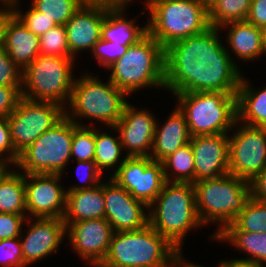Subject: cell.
Segmentation results:
<instances>
[{
  "mask_svg": "<svg viewBox=\"0 0 266 267\" xmlns=\"http://www.w3.org/2000/svg\"><path fill=\"white\" fill-rule=\"evenodd\" d=\"M220 30L205 32L172 43L164 49V91L237 93L243 76L225 48ZM221 39V40H220Z\"/></svg>",
  "mask_w": 266,
  "mask_h": 267,
  "instance_id": "1",
  "label": "cell"
},
{
  "mask_svg": "<svg viewBox=\"0 0 266 267\" xmlns=\"http://www.w3.org/2000/svg\"><path fill=\"white\" fill-rule=\"evenodd\" d=\"M81 74L75 77L69 103L64 108L65 116L78 126L92 127L98 123L100 127L115 126L122 117L129 96L109 79L103 82L99 75ZM82 119L91 122L88 120L86 124Z\"/></svg>",
  "mask_w": 266,
  "mask_h": 267,
  "instance_id": "2",
  "label": "cell"
},
{
  "mask_svg": "<svg viewBox=\"0 0 266 267\" xmlns=\"http://www.w3.org/2000/svg\"><path fill=\"white\" fill-rule=\"evenodd\" d=\"M148 224L183 253L186 235L203 228L196 210L193 183L166 181L148 206Z\"/></svg>",
  "mask_w": 266,
  "mask_h": 267,
  "instance_id": "3",
  "label": "cell"
},
{
  "mask_svg": "<svg viewBox=\"0 0 266 267\" xmlns=\"http://www.w3.org/2000/svg\"><path fill=\"white\" fill-rule=\"evenodd\" d=\"M182 252L149 224L126 232H113L98 267H178Z\"/></svg>",
  "mask_w": 266,
  "mask_h": 267,
  "instance_id": "4",
  "label": "cell"
},
{
  "mask_svg": "<svg viewBox=\"0 0 266 267\" xmlns=\"http://www.w3.org/2000/svg\"><path fill=\"white\" fill-rule=\"evenodd\" d=\"M144 6L147 33L164 49L210 28L208 7L200 0H145Z\"/></svg>",
  "mask_w": 266,
  "mask_h": 267,
  "instance_id": "5",
  "label": "cell"
},
{
  "mask_svg": "<svg viewBox=\"0 0 266 267\" xmlns=\"http://www.w3.org/2000/svg\"><path fill=\"white\" fill-rule=\"evenodd\" d=\"M196 210L203 226L212 224L216 230L210 239L220 234L242 212L251 197L247 180L230 173L193 183ZM218 225V226H217Z\"/></svg>",
  "mask_w": 266,
  "mask_h": 267,
  "instance_id": "6",
  "label": "cell"
},
{
  "mask_svg": "<svg viewBox=\"0 0 266 267\" xmlns=\"http://www.w3.org/2000/svg\"><path fill=\"white\" fill-rule=\"evenodd\" d=\"M106 70L111 72L107 78L128 96L144 88L164 90V48L147 33Z\"/></svg>",
  "mask_w": 266,
  "mask_h": 267,
  "instance_id": "7",
  "label": "cell"
},
{
  "mask_svg": "<svg viewBox=\"0 0 266 267\" xmlns=\"http://www.w3.org/2000/svg\"><path fill=\"white\" fill-rule=\"evenodd\" d=\"M237 93L172 94L184 114L191 136L228 134L237 121Z\"/></svg>",
  "mask_w": 266,
  "mask_h": 267,
  "instance_id": "8",
  "label": "cell"
},
{
  "mask_svg": "<svg viewBox=\"0 0 266 267\" xmlns=\"http://www.w3.org/2000/svg\"><path fill=\"white\" fill-rule=\"evenodd\" d=\"M76 63L73 58L39 55L22 70L21 96L58 103L65 108L76 77Z\"/></svg>",
  "mask_w": 266,
  "mask_h": 267,
  "instance_id": "9",
  "label": "cell"
},
{
  "mask_svg": "<svg viewBox=\"0 0 266 267\" xmlns=\"http://www.w3.org/2000/svg\"><path fill=\"white\" fill-rule=\"evenodd\" d=\"M73 121L64 116L51 129L41 134L15 165L24 174H63L71 161Z\"/></svg>",
  "mask_w": 266,
  "mask_h": 267,
  "instance_id": "10",
  "label": "cell"
},
{
  "mask_svg": "<svg viewBox=\"0 0 266 267\" xmlns=\"http://www.w3.org/2000/svg\"><path fill=\"white\" fill-rule=\"evenodd\" d=\"M64 116V107L58 103L21 97L14 111L7 117L15 151L20 155Z\"/></svg>",
  "mask_w": 266,
  "mask_h": 267,
  "instance_id": "11",
  "label": "cell"
},
{
  "mask_svg": "<svg viewBox=\"0 0 266 267\" xmlns=\"http://www.w3.org/2000/svg\"><path fill=\"white\" fill-rule=\"evenodd\" d=\"M228 134L229 173L250 182L266 169V129L236 121Z\"/></svg>",
  "mask_w": 266,
  "mask_h": 267,
  "instance_id": "12",
  "label": "cell"
},
{
  "mask_svg": "<svg viewBox=\"0 0 266 267\" xmlns=\"http://www.w3.org/2000/svg\"><path fill=\"white\" fill-rule=\"evenodd\" d=\"M110 178L147 206L166 182L162 162L150 157H127Z\"/></svg>",
  "mask_w": 266,
  "mask_h": 267,
  "instance_id": "13",
  "label": "cell"
},
{
  "mask_svg": "<svg viewBox=\"0 0 266 267\" xmlns=\"http://www.w3.org/2000/svg\"><path fill=\"white\" fill-rule=\"evenodd\" d=\"M63 174H25L26 211L28 218L63 219L67 188L62 185Z\"/></svg>",
  "mask_w": 266,
  "mask_h": 267,
  "instance_id": "14",
  "label": "cell"
},
{
  "mask_svg": "<svg viewBox=\"0 0 266 267\" xmlns=\"http://www.w3.org/2000/svg\"><path fill=\"white\" fill-rule=\"evenodd\" d=\"M115 3L112 0H87L65 23L68 48L73 59L78 53L91 51L101 39V28L107 10Z\"/></svg>",
  "mask_w": 266,
  "mask_h": 267,
  "instance_id": "15",
  "label": "cell"
},
{
  "mask_svg": "<svg viewBox=\"0 0 266 267\" xmlns=\"http://www.w3.org/2000/svg\"><path fill=\"white\" fill-rule=\"evenodd\" d=\"M66 224V239L82 262L98 267L107 255L113 229L105 219H88ZM84 260V261H83Z\"/></svg>",
  "mask_w": 266,
  "mask_h": 267,
  "instance_id": "16",
  "label": "cell"
},
{
  "mask_svg": "<svg viewBox=\"0 0 266 267\" xmlns=\"http://www.w3.org/2000/svg\"><path fill=\"white\" fill-rule=\"evenodd\" d=\"M20 240L24 264L29 267L43 258L59 252L60 244L66 238V224L59 218H26ZM24 232V233H23Z\"/></svg>",
  "mask_w": 266,
  "mask_h": 267,
  "instance_id": "17",
  "label": "cell"
},
{
  "mask_svg": "<svg viewBox=\"0 0 266 267\" xmlns=\"http://www.w3.org/2000/svg\"><path fill=\"white\" fill-rule=\"evenodd\" d=\"M104 182L105 219L113 232L138 230L148 224V206L110 177Z\"/></svg>",
  "mask_w": 266,
  "mask_h": 267,
  "instance_id": "18",
  "label": "cell"
},
{
  "mask_svg": "<svg viewBox=\"0 0 266 267\" xmlns=\"http://www.w3.org/2000/svg\"><path fill=\"white\" fill-rule=\"evenodd\" d=\"M147 108H136L131 103L124 107L122 117L115 124L120 141L128 157H150L156 127L155 114Z\"/></svg>",
  "mask_w": 266,
  "mask_h": 267,
  "instance_id": "19",
  "label": "cell"
},
{
  "mask_svg": "<svg viewBox=\"0 0 266 267\" xmlns=\"http://www.w3.org/2000/svg\"><path fill=\"white\" fill-rule=\"evenodd\" d=\"M194 182L229 173V134L197 135L190 139Z\"/></svg>",
  "mask_w": 266,
  "mask_h": 267,
  "instance_id": "20",
  "label": "cell"
},
{
  "mask_svg": "<svg viewBox=\"0 0 266 267\" xmlns=\"http://www.w3.org/2000/svg\"><path fill=\"white\" fill-rule=\"evenodd\" d=\"M218 29L220 32L224 31L226 33V35L224 34L225 37H222V39L224 38V42H226L224 43L225 48L240 69L241 67L238 65L240 62L237 61L248 63V61L260 60V57L265 56L263 42L264 30L262 28L256 27L245 20L228 22Z\"/></svg>",
  "mask_w": 266,
  "mask_h": 267,
  "instance_id": "21",
  "label": "cell"
},
{
  "mask_svg": "<svg viewBox=\"0 0 266 267\" xmlns=\"http://www.w3.org/2000/svg\"><path fill=\"white\" fill-rule=\"evenodd\" d=\"M136 0L115 2L106 12L101 28V39L121 45H134L147 34V24L137 23V18L128 19L127 7ZM127 16V17H126ZM140 25V26H139Z\"/></svg>",
  "mask_w": 266,
  "mask_h": 267,
  "instance_id": "22",
  "label": "cell"
},
{
  "mask_svg": "<svg viewBox=\"0 0 266 267\" xmlns=\"http://www.w3.org/2000/svg\"><path fill=\"white\" fill-rule=\"evenodd\" d=\"M2 46L21 70L40 55L39 36L27 29L13 13L4 23Z\"/></svg>",
  "mask_w": 266,
  "mask_h": 267,
  "instance_id": "23",
  "label": "cell"
},
{
  "mask_svg": "<svg viewBox=\"0 0 266 267\" xmlns=\"http://www.w3.org/2000/svg\"><path fill=\"white\" fill-rule=\"evenodd\" d=\"M162 124V125H161ZM191 134L184 114L175 105L164 124L156 121L150 158L162 162L190 142Z\"/></svg>",
  "mask_w": 266,
  "mask_h": 267,
  "instance_id": "24",
  "label": "cell"
},
{
  "mask_svg": "<svg viewBox=\"0 0 266 267\" xmlns=\"http://www.w3.org/2000/svg\"><path fill=\"white\" fill-rule=\"evenodd\" d=\"M105 218L104 182L93 188L67 191L64 223Z\"/></svg>",
  "mask_w": 266,
  "mask_h": 267,
  "instance_id": "25",
  "label": "cell"
},
{
  "mask_svg": "<svg viewBox=\"0 0 266 267\" xmlns=\"http://www.w3.org/2000/svg\"><path fill=\"white\" fill-rule=\"evenodd\" d=\"M242 76L237 90V121L266 129V86L257 88Z\"/></svg>",
  "mask_w": 266,
  "mask_h": 267,
  "instance_id": "26",
  "label": "cell"
},
{
  "mask_svg": "<svg viewBox=\"0 0 266 267\" xmlns=\"http://www.w3.org/2000/svg\"><path fill=\"white\" fill-rule=\"evenodd\" d=\"M98 126L99 125L95 126L96 148L94 161L96 162L97 168L104 176H106L104 172L105 170L106 173H110V171H112L111 175H109V177H111L128 156H126L123 151L118 130L114 126L106 127L105 129L108 130L109 128L110 130L107 133V130H105L102 126H99V128ZM113 132L116 137L112 134Z\"/></svg>",
  "mask_w": 266,
  "mask_h": 267,
  "instance_id": "27",
  "label": "cell"
},
{
  "mask_svg": "<svg viewBox=\"0 0 266 267\" xmlns=\"http://www.w3.org/2000/svg\"><path fill=\"white\" fill-rule=\"evenodd\" d=\"M0 213L27 214L25 174L15 166L0 173Z\"/></svg>",
  "mask_w": 266,
  "mask_h": 267,
  "instance_id": "28",
  "label": "cell"
},
{
  "mask_svg": "<svg viewBox=\"0 0 266 267\" xmlns=\"http://www.w3.org/2000/svg\"><path fill=\"white\" fill-rule=\"evenodd\" d=\"M217 242L229 243L233 248L246 257L239 259L251 260L262 266H266V233L250 232L244 230H223L215 237Z\"/></svg>",
  "mask_w": 266,
  "mask_h": 267,
  "instance_id": "29",
  "label": "cell"
},
{
  "mask_svg": "<svg viewBox=\"0 0 266 267\" xmlns=\"http://www.w3.org/2000/svg\"><path fill=\"white\" fill-rule=\"evenodd\" d=\"M165 180L194 183V154L190 142L162 161Z\"/></svg>",
  "mask_w": 266,
  "mask_h": 267,
  "instance_id": "30",
  "label": "cell"
},
{
  "mask_svg": "<svg viewBox=\"0 0 266 267\" xmlns=\"http://www.w3.org/2000/svg\"><path fill=\"white\" fill-rule=\"evenodd\" d=\"M251 0H215L208 6L210 27L219 28L234 21H245Z\"/></svg>",
  "mask_w": 266,
  "mask_h": 267,
  "instance_id": "31",
  "label": "cell"
},
{
  "mask_svg": "<svg viewBox=\"0 0 266 267\" xmlns=\"http://www.w3.org/2000/svg\"><path fill=\"white\" fill-rule=\"evenodd\" d=\"M224 230L266 233V204L250 197L242 212Z\"/></svg>",
  "mask_w": 266,
  "mask_h": 267,
  "instance_id": "32",
  "label": "cell"
},
{
  "mask_svg": "<svg viewBox=\"0 0 266 267\" xmlns=\"http://www.w3.org/2000/svg\"><path fill=\"white\" fill-rule=\"evenodd\" d=\"M87 0H31V5L57 25L65 23Z\"/></svg>",
  "mask_w": 266,
  "mask_h": 267,
  "instance_id": "33",
  "label": "cell"
},
{
  "mask_svg": "<svg viewBox=\"0 0 266 267\" xmlns=\"http://www.w3.org/2000/svg\"><path fill=\"white\" fill-rule=\"evenodd\" d=\"M6 1L11 8V12L24 24L27 29L39 37L57 25L54 20L47 18L43 13L37 11L32 5L24 11L21 7V0Z\"/></svg>",
  "mask_w": 266,
  "mask_h": 267,
  "instance_id": "34",
  "label": "cell"
},
{
  "mask_svg": "<svg viewBox=\"0 0 266 267\" xmlns=\"http://www.w3.org/2000/svg\"><path fill=\"white\" fill-rule=\"evenodd\" d=\"M95 148V126H78L73 121L71 160H94Z\"/></svg>",
  "mask_w": 266,
  "mask_h": 267,
  "instance_id": "35",
  "label": "cell"
},
{
  "mask_svg": "<svg viewBox=\"0 0 266 267\" xmlns=\"http://www.w3.org/2000/svg\"><path fill=\"white\" fill-rule=\"evenodd\" d=\"M40 55L72 58L65 25H56L39 37Z\"/></svg>",
  "mask_w": 266,
  "mask_h": 267,
  "instance_id": "36",
  "label": "cell"
},
{
  "mask_svg": "<svg viewBox=\"0 0 266 267\" xmlns=\"http://www.w3.org/2000/svg\"><path fill=\"white\" fill-rule=\"evenodd\" d=\"M75 165L76 176L80 180V184H75L68 187L67 191H76L81 189H89L97 186L102 181H105V176H102V172L97 168L94 160L89 161H76ZM104 179V180H102Z\"/></svg>",
  "mask_w": 266,
  "mask_h": 267,
  "instance_id": "37",
  "label": "cell"
},
{
  "mask_svg": "<svg viewBox=\"0 0 266 267\" xmlns=\"http://www.w3.org/2000/svg\"><path fill=\"white\" fill-rule=\"evenodd\" d=\"M131 45L116 44L111 41L100 39L91 51L92 59L105 69L121 58Z\"/></svg>",
  "mask_w": 266,
  "mask_h": 267,
  "instance_id": "38",
  "label": "cell"
},
{
  "mask_svg": "<svg viewBox=\"0 0 266 267\" xmlns=\"http://www.w3.org/2000/svg\"><path fill=\"white\" fill-rule=\"evenodd\" d=\"M0 267H27L19 237L0 240Z\"/></svg>",
  "mask_w": 266,
  "mask_h": 267,
  "instance_id": "39",
  "label": "cell"
},
{
  "mask_svg": "<svg viewBox=\"0 0 266 267\" xmlns=\"http://www.w3.org/2000/svg\"><path fill=\"white\" fill-rule=\"evenodd\" d=\"M0 86L22 87V70L0 46Z\"/></svg>",
  "mask_w": 266,
  "mask_h": 267,
  "instance_id": "40",
  "label": "cell"
},
{
  "mask_svg": "<svg viewBox=\"0 0 266 267\" xmlns=\"http://www.w3.org/2000/svg\"><path fill=\"white\" fill-rule=\"evenodd\" d=\"M19 156L11 140L8 120L7 118H0V164L15 166Z\"/></svg>",
  "mask_w": 266,
  "mask_h": 267,
  "instance_id": "41",
  "label": "cell"
},
{
  "mask_svg": "<svg viewBox=\"0 0 266 267\" xmlns=\"http://www.w3.org/2000/svg\"><path fill=\"white\" fill-rule=\"evenodd\" d=\"M27 214L0 213V240L20 237Z\"/></svg>",
  "mask_w": 266,
  "mask_h": 267,
  "instance_id": "42",
  "label": "cell"
},
{
  "mask_svg": "<svg viewBox=\"0 0 266 267\" xmlns=\"http://www.w3.org/2000/svg\"><path fill=\"white\" fill-rule=\"evenodd\" d=\"M21 97V87L0 86V118H7Z\"/></svg>",
  "mask_w": 266,
  "mask_h": 267,
  "instance_id": "43",
  "label": "cell"
},
{
  "mask_svg": "<svg viewBox=\"0 0 266 267\" xmlns=\"http://www.w3.org/2000/svg\"><path fill=\"white\" fill-rule=\"evenodd\" d=\"M246 21L263 30L266 29V0H251Z\"/></svg>",
  "mask_w": 266,
  "mask_h": 267,
  "instance_id": "44",
  "label": "cell"
},
{
  "mask_svg": "<svg viewBox=\"0 0 266 267\" xmlns=\"http://www.w3.org/2000/svg\"><path fill=\"white\" fill-rule=\"evenodd\" d=\"M249 184L251 197L266 204V169L256 175Z\"/></svg>",
  "mask_w": 266,
  "mask_h": 267,
  "instance_id": "45",
  "label": "cell"
},
{
  "mask_svg": "<svg viewBox=\"0 0 266 267\" xmlns=\"http://www.w3.org/2000/svg\"><path fill=\"white\" fill-rule=\"evenodd\" d=\"M218 267H264L258 263H255L251 260H243L237 258L227 259V260H220L217 265Z\"/></svg>",
  "mask_w": 266,
  "mask_h": 267,
  "instance_id": "46",
  "label": "cell"
},
{
  "mask_svg": "<svg viewBox=\"0 0 266 267\" xmlns=\"http://www.w3.org/2000/svg\"><path fill=\"white\" fill-rule=\"evenodd\" d=\"M11 8L6 0H0V46H2L3 27L6 18L11 14Z\"/></svg>",
  "mask_w": 266,
  "mask_h": 267,
  "instance_id": "47",
  "label": "cell"
},
{
  "mask_svg": "<svg viewBox=\"0 0 266 267\" xmlns=\"http://www.w3.org/2000/svg\"><path fill=\"white\" fill-rule=\"evenodd\" d=\"M184 254L182 253L181 257H180V260H179V264H178V267H206V266H202V265H199V264H196V263H193V261H189V259L186 260V257L183 256ZM185 258V260H184ZM218 267V266H216Z\"/></svg>",
  "mask_w": 266,
  "mask_h": 267,
  "instance_id": "48",
  "label": "cell"
},
{
  "mask_svg": "<svg viewBox=\"0 0 266 267\" xmlns=\"http://www.w3.org/2000/svg\"><path fill=\"white\" fill-rule=\"evenodd\" d=\"M263 42H264V55L266 57V29H264V39H263Z\"/></svg>",
  "mask_w": 266,
  "mask_h": 267,
  "instance_id": "49",
  "label": "cell"
},
{
  "mask_svg": "<svg viewBox=\"0 0 266 267\" xmlns=\"http://www.w3.org/2000/svg\"><path fill=\"white\" fill-rule=\"evenodd\" d=\"M200 1L203 2L208 7L215 0H200Z\"/></svg>",
  "mask_w": 266,
  "mask_h": 267,
  "instance_id": "50",
  "label": "cell"
},
{
  "mask_svg": "<svg viewBox=\"0 0 266 267\" xmlns=\"http://www.w3.org/2000/svg\"><path fill=\"white\" fill-rule=\"evenodd\" d=\"M6 167H7L6 165H2V164H0V173H1Z\"/></svg>",
  "mask_w": 266,
  "mask_h": 267,
  "instance_id": "51",
  "label": "cell"
},
{
  "mask_svg": "<svg viewBox=\"0 0 266 267\" xmlns=\"http://www.w3.org/2000/svg\"><path fill=\"white\" fill-rule=\"evenodd\" d=\"M112 1H115V2H120V1H125V0H112Z\"/></svg>",
  "mask_w": 266,
  "mask_h": 267,
  "instance_id": "52",
  "label": "cell"
}]
</instances>
